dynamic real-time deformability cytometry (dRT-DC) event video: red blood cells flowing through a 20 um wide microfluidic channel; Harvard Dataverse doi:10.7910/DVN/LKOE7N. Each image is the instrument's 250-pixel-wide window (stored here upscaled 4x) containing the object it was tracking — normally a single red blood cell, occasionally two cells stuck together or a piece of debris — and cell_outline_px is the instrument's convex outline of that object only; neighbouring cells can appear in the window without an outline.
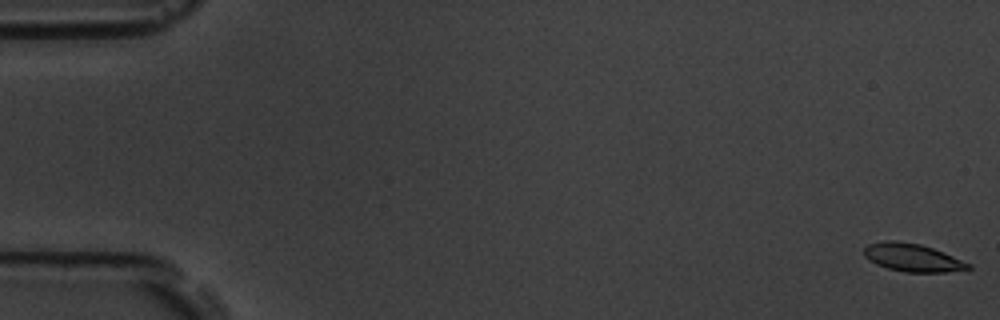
{"species": "common noctule bat (a hibernating species)", "species_latin": "Nyctalus noctula", "temperature_condition": "room temperature", "stored_images_in_passage": 42, "camera_frame_rate_fps": 3000, "um_per_image_px": 0.085, "animal": {"sex": "male", "body_mass_g": 19.5, "forearm_length_mm": 54.6}, "frame": {"image": 1, "passage_image": 1, "time_ms": 0.0, "image_size_px": [1000, 320], "cell_outline_px": [[972, 268], [944, 272], [904, 272], [888, 268], [876, 264], [868, 260], [864, 256], [864, 248], [868, 244], [884, 240], [896, 240], [920, 244], [944, 252], [972, 264]], "centroid_in_image_um": [77.54, 21.89], "position_along_channel_um": 7.5, "area_um2": 17.05}}
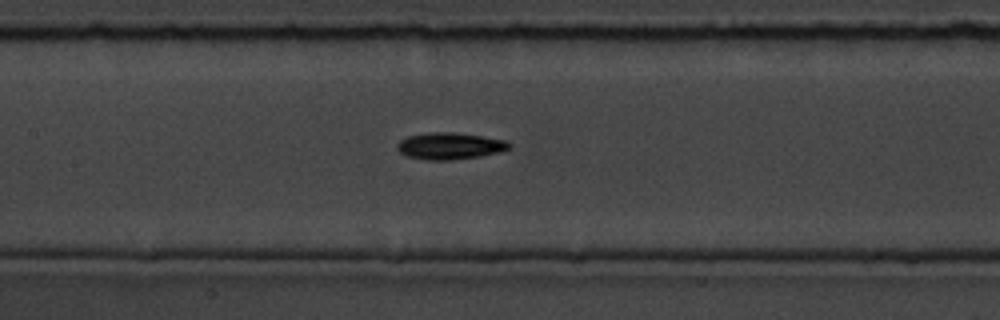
{"frame": {"image": 2, "passage_image": 13, "time_ms": 4.0, "image_size_px": [1000, 320], "cell_outline_px": [[512, 144], [508, 148], [500, 152], [480, 156], [452, 160], [428, 160], [408, 156], [400, 152], [396, 148], [396, 144], [400, 140], [408, 136], [428, 132], [456, 132], [508, 140]], "centroid_in_image_um": [38.24, 12.4], "position_along_channel_um": 169.2, "area_um2": 17.57}}
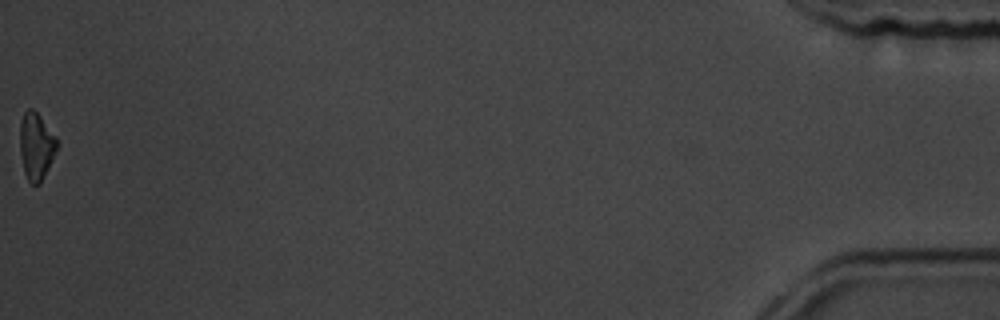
{"frame": {"image": 3, "passage_image": 42, "time_ms": 13.667, "image_size_px": [1000, 320], "cell_outline_px": [[56, 152], [40, 184], [32, 184], [28, 180], [24, 172], [20, 152], [20, 124], [24, 112], [28, 108], [32, 108], [40, 116], [56, 136]], "centroid_in_image_um": [3.06, 12.42], "position_along_channel_um": 432.1, "area_um2": 14.33}, "authors_computed_cell_mechanics": {"area_um2": 16.1551, "velocity_mm_per_s": 3.7727, "shape_relaxation_time_tau1_ms": 2.0327, "shape_relaxation_time_tau2_ms": 5.4312, "deformation_change_tau1": 0.1326, "deformation_change_tau2": 0.1305}}